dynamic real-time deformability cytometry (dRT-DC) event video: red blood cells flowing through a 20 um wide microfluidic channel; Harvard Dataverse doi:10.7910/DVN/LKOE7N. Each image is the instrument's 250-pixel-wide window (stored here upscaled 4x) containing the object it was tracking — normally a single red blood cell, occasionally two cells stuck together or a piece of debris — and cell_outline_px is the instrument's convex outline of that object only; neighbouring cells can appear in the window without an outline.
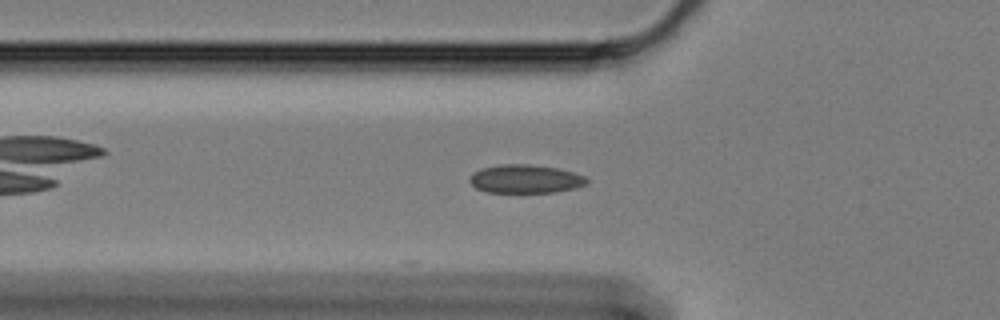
{"species": "Egyptian fruit bat (a non-hibernating species)", "species_latin": "Rousettus aegyptiacus", "temperature_condition": "cold", "stored_images_in_passage": 43, "camera_frame_rate_fps": 3000, "um_per_image_px": 0.085, "animal": {"sex": "female"}, "frame": {"image": 1, "passage_image": 2, "time_ms": 0.333, "image_size_px": [1000, 320], "cell_outline_px": [[588, 184], [576, 188], [556, 192], [488, 192], [476, 188], [468, 180], [472, 172], [480, 168], [504, 164], [528, 164], [556, 168], [572, 172], [584, 176], [588, 180]], "centroid_in_image_um": [44.64, 15.21], "position_along_channel_um": 81.2, "area_um2": 19.42}}
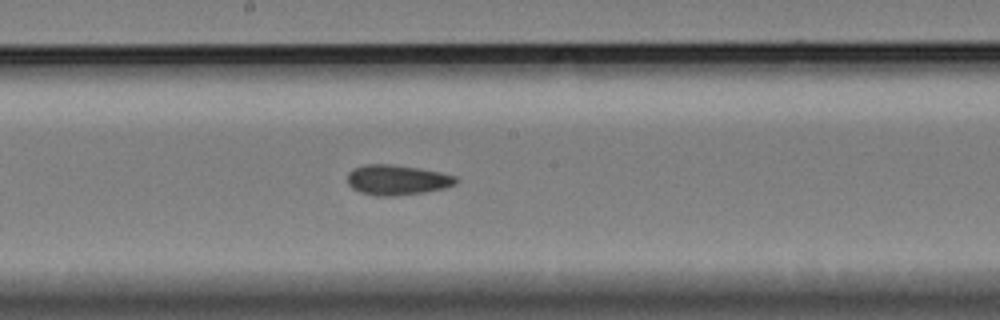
{"frame": {"image": 2, "passage_image": 14, "time_ms": 4.333, "image_size_px": [1000, 320], "cell_outline_px": [[460, 180], [456, 184], [444, 188], [424, 192], [396, 196], [376, 196], [360, 192], [352, 188], [348, 184], [348, 172], [352, 168], [364, 164], [392, 164], [440, 172], [456, 176]], "centroid_in_image_um": [33.74, 15.29], "position_along_channel_um": 214.5, "area_um2": 19.19}}
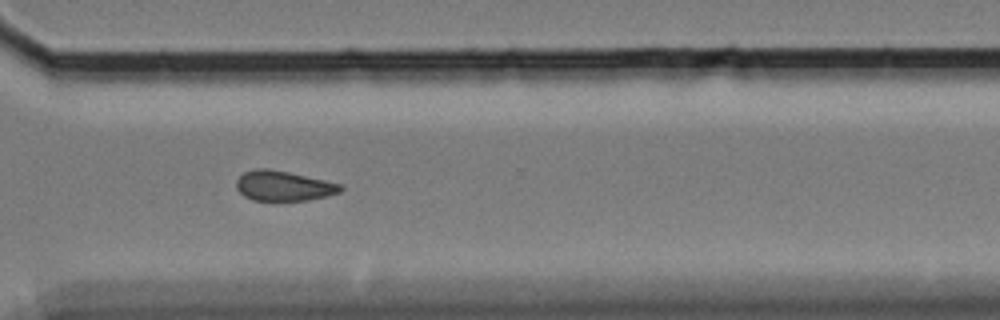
{"frame": {"image": 3, "passage_image": 26, "time_ms": 8.333, "image_size_px": [1000, 320], "cell_outline_px": [[344, 188], [340, 192], [308, 200], [272, 204], [252, 200], [244, 196], [236, 188], [236, 180], [244, 172], [256, 168], [268, 168], [288, 172], [324, 180], [340, 184]], "centroid_in_image_um": [24.04, 15.85], "position_along_channel_um": 346.6, "area_um2": 18.84}, "authors_computed_cell_mechanics": {"area_um2": 18.7272, "velocity_mm_per_s": 3.3063, "shape_relaxation_time_tau1_ms": null, "shape_relaxation_time_tau2_ms": 2.7116, "deformation_change_tau1": null, "deformation_change_tau2": 0.062}}